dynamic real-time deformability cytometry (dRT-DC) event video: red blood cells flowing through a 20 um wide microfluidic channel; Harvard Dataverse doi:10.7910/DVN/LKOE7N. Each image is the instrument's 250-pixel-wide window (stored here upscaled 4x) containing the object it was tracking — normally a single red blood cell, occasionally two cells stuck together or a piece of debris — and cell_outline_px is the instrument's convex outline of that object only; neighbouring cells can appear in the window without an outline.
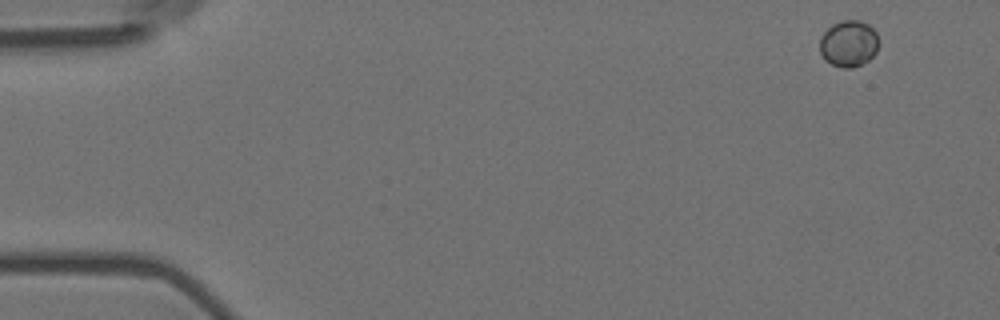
{"species": "Egyptian fruit bat (a non-hibernating species)", "species_latin": "Rousettus aegyptiacus", "temperature_condition": "room temperature", "stored_images_in_passage": 4, "camera_frame_rate_fps": 3000, "um_per_image_px": 0.085, "animal": {"sex": "female"}, "frame": {"image": 1, "passage_image": 1, "time_ms": 0.0, "image_size_px": [1000, 320], "cell_outline_px": [[876, 52], [868, 60], [852, 68], [844, 68], [832, 64], [824, 60], [820, 52], [820, 36], [832, 24], [840, 20], [860, 20], [868, 24], [876, 32]], "centroid_in_image_um": [72.09, 3.69], "position_along_channel_um": 12.9, "area_um2": 15.84}}
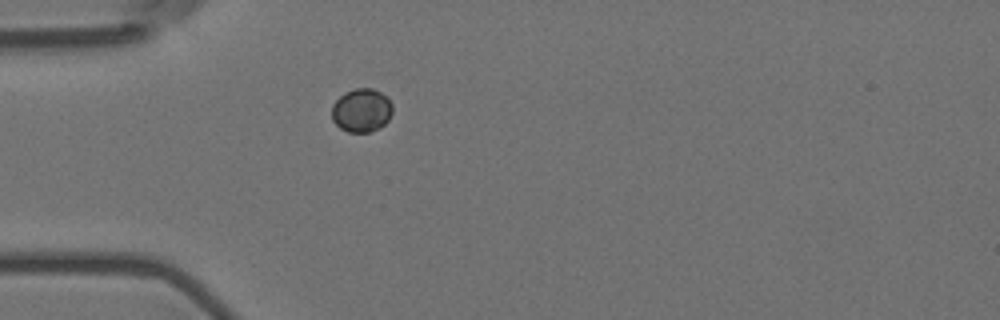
{"frame": {"image": 2, "passage_image": 4, "time_ms": 1.0, "image_size_px": [1000, 320], "cell_outline_px": [[392, 112], [388, 120], [380, 128], [368, 132], [348, 132], [340, 128], [332, 120], [332, 104], [344, 92], [356, 88], [372, 88], [388, 96], [392, 104]], "centroid_in_image_um": [30.73, 9.37], "position_along_channel_um": 54.3, "area_um2": 15.55}}